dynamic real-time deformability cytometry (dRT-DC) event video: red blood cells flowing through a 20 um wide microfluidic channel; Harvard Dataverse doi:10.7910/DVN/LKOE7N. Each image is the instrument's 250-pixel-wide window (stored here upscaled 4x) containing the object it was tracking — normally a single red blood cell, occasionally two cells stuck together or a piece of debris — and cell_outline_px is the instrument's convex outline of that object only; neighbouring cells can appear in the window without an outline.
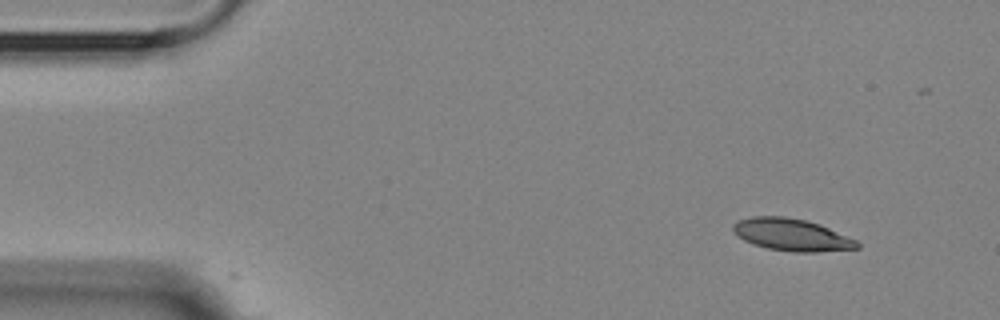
{"species": "Egyptian fruit bat (a non-hibernating species)", "species_latin": "Rousettus aegyptiacus", "temperature_condition": "room temperature", "stored_images_in_passage": 4, "camera_frame_rate_fps": 3000, "um_per_image_px": 0.085, "animal": {"sex": "female"}, "frame": {"image": 1, "passage_image": 1, "time_ms": 0.0, "image_size_px": [1000, 320], "cell_outline_px": [[860, 248], [816, 252], [792, 252], [768, 248], [752, 244], [736, 236], [732, 228], [732, 224], [740, 220], [752, 216], [784, 216], [808, 220], [820, 224], [856, 240], [860, 244]], "centroid_in_image_um": [67.28, 19.95], "position_along_channel_um": 17.7, "area_um2": 23.35}}
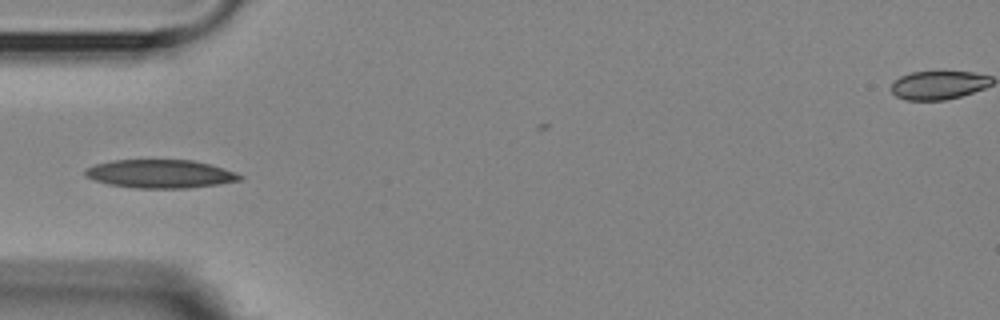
{"frame": {"image": 2, "passage_image": 4, "time_ms": 4.0, "image_size_px": [1000, 320], "cell_outline_px": [[244, 176], [240, 180], [216, 184], [188, 188], [136, 188], [108, 184], [84, 176], [84, 168], [96, 164], [112, 160], [192, 160], [212, 164], [236, 172]], "centroid_in_image_um": [13.61, 14.77], "position_along_channel_um": 71.4, "area_um2": 25.61}}